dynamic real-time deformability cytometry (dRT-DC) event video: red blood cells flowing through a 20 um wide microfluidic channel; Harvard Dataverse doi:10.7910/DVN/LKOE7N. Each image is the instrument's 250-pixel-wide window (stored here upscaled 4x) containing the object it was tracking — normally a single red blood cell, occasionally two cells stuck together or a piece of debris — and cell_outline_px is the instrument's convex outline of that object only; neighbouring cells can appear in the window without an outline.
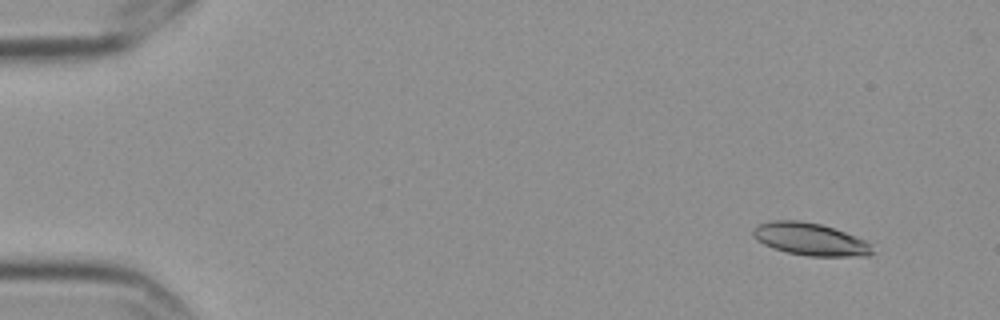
{"species": "Egyptian fruit bat (a non-hibernating species)", "species_latin": "Rousettus aegyptiacus", "temperature_condition": "cold", "stored_images_in_passage": 6, "camera_frame_rate_fps": 3000, "um_per_image_px": 0.085, "frame": {"image": 1, "passage_image": 1, "time_ms": 0.0, "image_size_px": [1000, 320], "cell_outline_px": [[876, 252], [868, 256], [808, 256], [788, 252], [772, 248], [756, 240], [752, 236], [752, 228], [760, 224], [772, 220], [800, 220], [820, 224], [844, 232], [864, 240], [872, 244]], "centroid_in_image_um": [68.87, 20.34], "position_along_channel_um": 16.1, "area_um2": 22.66}}
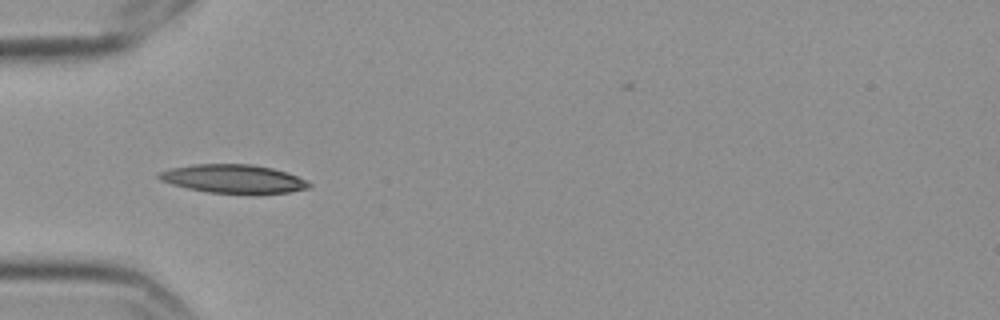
{"frame": {"image": 2, "passage_image": 5, "time_ms": 1.333, "image_size_px": [1000, 320], "cell_outline_px": [[312, 184], [308, 188], [288, 192], [208, 192], [188, 188], [172, 184], [160, 180], [156, 176], [156, 172], [168, 168], [192, 164], [252, 164], [272, 168], [288, 172]], "centroid_in_image_um": [19.75, 15.16], "position_along_channel_um": 65.3, "area_um2": 24.57}}
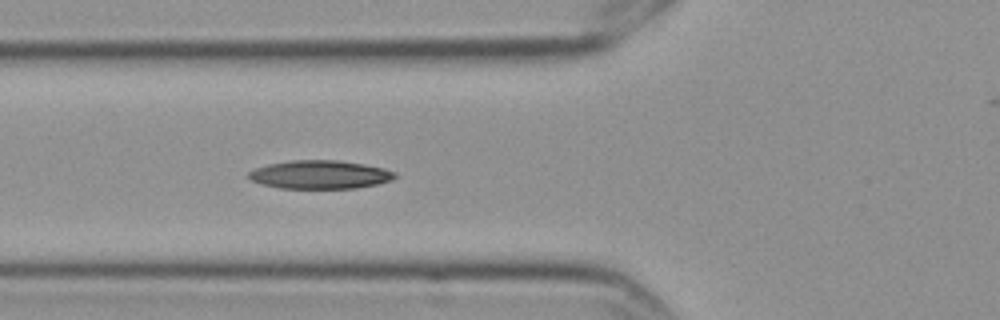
{"frame": {"image": 3, "passage_image": 6, "time_ms": 1.667, "image_size_px": [1000, 320], "cell_outline_px": [[396, 176], [392, 180], [376, 184], [356, 188], [280, 188], [260, 184], [252, 180], [248, 176], [248, 172], [256, 168], [268, 164], [292, 160], [336, 160], [364, 164], [384, 168], [396, 172]], "centroid_in_image_um": [27.2, 14.84], "position_along_channel_um": 98.6, "area_um2": 24.16}}